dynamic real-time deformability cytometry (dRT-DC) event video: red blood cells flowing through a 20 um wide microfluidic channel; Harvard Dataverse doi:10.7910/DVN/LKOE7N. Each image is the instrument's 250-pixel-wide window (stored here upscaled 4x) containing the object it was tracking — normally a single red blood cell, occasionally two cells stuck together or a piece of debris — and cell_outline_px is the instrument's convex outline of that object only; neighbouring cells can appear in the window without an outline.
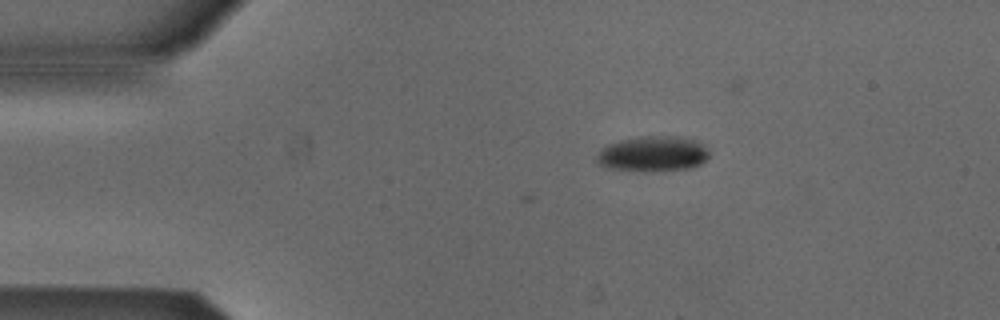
{"species": "Egyptian fruit bat (a non-hibernating species)", "species_latin": "Rousettus aegyptiacus", "temperature_condition": "cold", "stored_images_in_passage": 7, "camera_frame_rate_fps": 3000, "um_per_image_px": 0.085, "animal": {"sex": "male"}, "frame": {"image": 1, "passage_image": 1, "time_ms": 0.0, "image_size_px": [1000, 320], "cell_outline_px": [[708, 156], [700, 164], [692, 168], [644, 172], [608, 168], [600, 164], [596, 160], [596, 156], [600, 148], [608, 144], [620, 140], [640, 136], [680, 136], [696, 140], [704, 144], [708, 152]], "centroid_in_image_um": [55.48, 13.07], "position_along_channel_um": 29.5, "area_um2": 23.47}}